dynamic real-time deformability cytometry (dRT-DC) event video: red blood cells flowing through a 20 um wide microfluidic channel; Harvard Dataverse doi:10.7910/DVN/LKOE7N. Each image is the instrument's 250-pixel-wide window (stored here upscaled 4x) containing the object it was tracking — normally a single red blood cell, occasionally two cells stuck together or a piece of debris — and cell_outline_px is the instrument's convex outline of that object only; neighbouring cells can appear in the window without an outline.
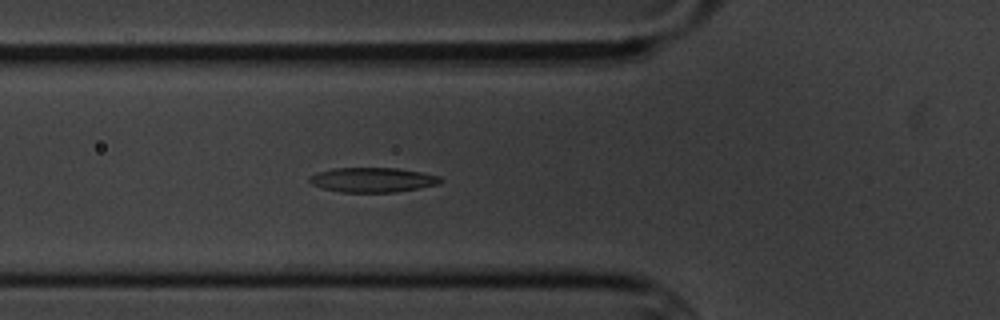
{"species": "common noctule bat (a hibernating species)", "species_latin": "Nyctalus noctula", "temperature_condition": "cold", "stored_images_in_passage": 5, "camera_frame_rate_fps": 3000, "um_per_image_px": 0.085, "animal": {"sex": "male", "body_mass_g": 20.1, "forearm_length_mm": 53.5}, "frame": {"image": 1, "passage_image": 5, "time_ms": 4.667, "image_size_px": [1000, 320], "cell_outline_px": [[444, 180], [440, 184], [420, 188], [396, 192], [340, 192], [324, 188], [312, 184], [308, 180], [308, 176], [316, 172], [332, 168], [396, 168], [420, 172], [440, 176]], "centroid_in_image_um": [31.68, 15.28], "position_along_channel_um": 94.1, "area_um2": 18.96}}